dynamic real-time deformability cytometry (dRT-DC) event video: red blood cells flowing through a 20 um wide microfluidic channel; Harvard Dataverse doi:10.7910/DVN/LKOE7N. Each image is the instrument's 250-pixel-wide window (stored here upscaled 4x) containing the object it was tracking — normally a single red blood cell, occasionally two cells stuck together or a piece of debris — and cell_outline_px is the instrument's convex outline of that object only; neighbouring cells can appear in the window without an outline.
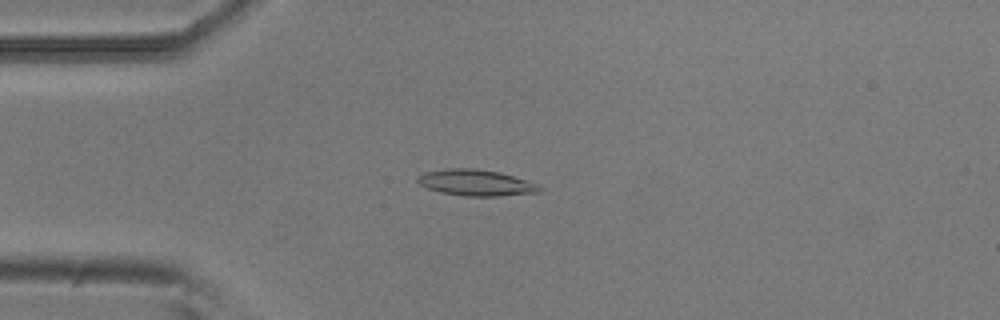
{"species": "common noctule bat (a hibernating species)", "species_latin": "Nyctalus noctula", "temperature_condition": "room temperature", "stored_images_in_passage": 51, "camera_frame_rate_fps": 3000, "um_per_image_px": 0.085, "animal": {"sex": "male", "body_mass_g": 20.5, "forearm_length_mm": 52.5}, "frame": {"image": 1, "passage_image": 12, "time_ms": 3.667, "image_size_px": [1000, 320], "cell_outline_px": [[544, 188], [540, 192], [500, 196], [464, 196], [440, 192], [428, 188], [420, 184], [416, 180], [416, 176], [424, 172], [444, 168], [476, 168], [500, 172], [540, 184]], "centroid_in_image_um": [40.47, 15.52], "position_along_channel_um": 44.5, "area_um2": 18.9}}
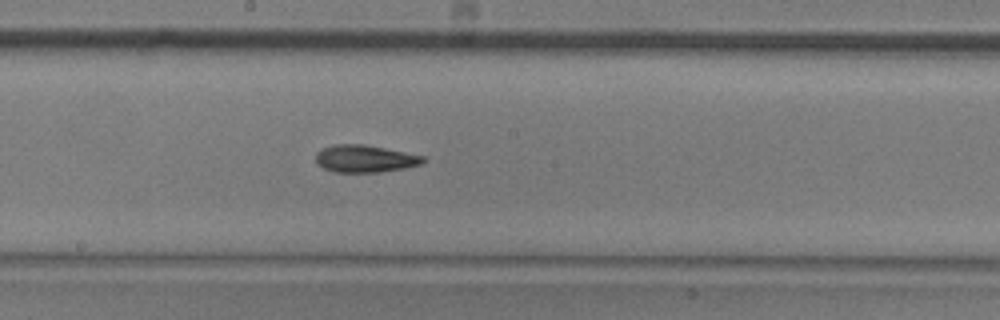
{"frame": {"image": 2, "passage_image": 27, "time_ms": 8.667, "image_size_px": [1000, 320], "cell_outline_px": [[428, 160], [420, 164], [404, 168], [380, 172], [332, 172], [316, 164], [316, 152], [324, 148], [336, 144], [364, 144], [424, 156]], "centroid_in_image_um": [31.01, 13.49], "position_along_channel_um": 217.2, "area_um2": 17.05}}
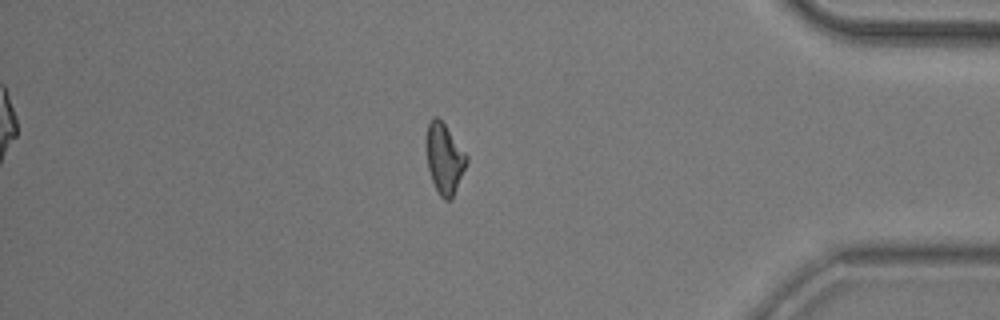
{"frame": {"image": 3, "passage_image": 44, "time_ms": 14.333, "image_size_px": [1000, 320], "cell_outline_px": [[468, 160], [452, 200], [444, 200], [440, 196], [432, 180], [428, 168], [428, 124], [432, 116], [436, 116], [444, 124], [468, 156]], "centroid_in_image_um": [37.8, 13.52], "position_along_channel_um": 397.4, "area_um2": 15.95}}